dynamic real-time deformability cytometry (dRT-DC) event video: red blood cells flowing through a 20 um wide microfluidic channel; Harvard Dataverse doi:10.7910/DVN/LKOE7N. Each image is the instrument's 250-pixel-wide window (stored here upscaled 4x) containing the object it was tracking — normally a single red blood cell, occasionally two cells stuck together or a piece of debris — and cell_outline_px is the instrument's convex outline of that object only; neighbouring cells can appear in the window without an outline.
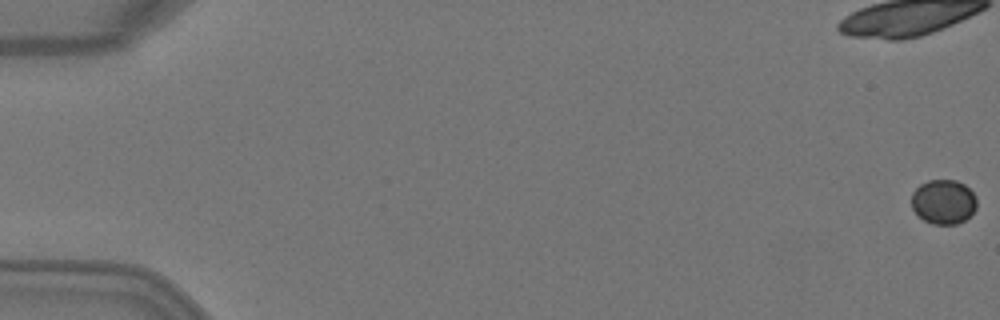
{"species": "Egyptian fruit bat (a non-hibernating species)", "species_latin": "Rousettus aegyptiacus", "temperature_condition": "warm", "stored_images_in_passage": 5, "camera_frame_rate_fps": 3000, "um_per_image_px": 0.085, "animal": {"sex": "female"}, "frame": {"image": 1, "passage_image": 1, "time_ms": 0.0, "image_size_px": [1000, 320], "cell_outline_px": [[976, 208], [964, 220], [956, 224], [932, 224], [924, 220], [912, 208], [912, 192], [920, 184], [928, 180], [956, 180], [964, 184], [976, 196]], "centroid_in_image_um": [80.19, 17.14], "position_along_channel_um": 4.8, "area_um2": 16.82}}